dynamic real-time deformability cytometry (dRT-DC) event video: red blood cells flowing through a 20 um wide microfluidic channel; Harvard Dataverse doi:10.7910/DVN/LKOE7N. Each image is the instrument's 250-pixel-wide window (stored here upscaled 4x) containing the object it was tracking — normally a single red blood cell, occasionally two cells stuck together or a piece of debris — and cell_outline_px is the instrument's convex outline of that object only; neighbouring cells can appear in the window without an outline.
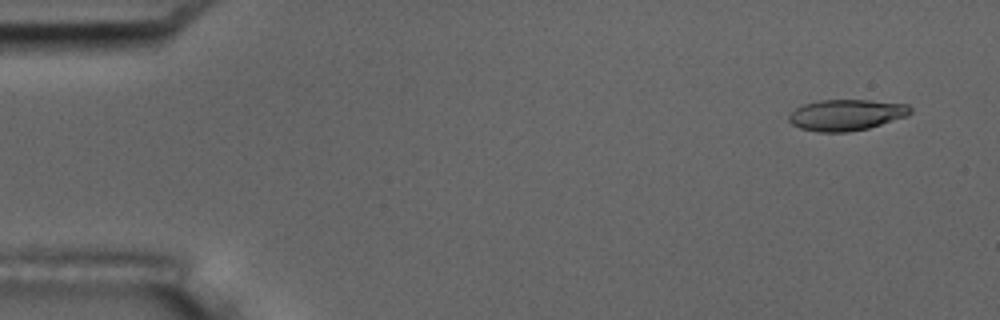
{"species": "common noctule bat (a hibernating species)", "species_latin": "Nyctalus noctula", "temperature_condition": "room temperature", "stored_images_in_passage": 9, "camera_frame_rate_fps": 3000, "um_per_image_px": 0.085, "animal": {"sex": "male", "body_mass_g": 17.5, "forearm_length_mm": 52.3}, "frame": {"image": 1, "passage_image": 2, "time_ms": 0.333, "image_size_px": [1000, 320], "cell_outline_px": [[912, 112], [908, 116], [868, 128], [848, 132], [816, 132], [800, 128], [792, 124], [788, 120], [788, 116], [796, 108], [804, 104], [820, 100], [868, 100], [908, 104], [912, 108]], "centroid_in_image_um": [71.95, 9.77], "position_along_channel_um": 13.1, "area_um2": 22.08}}
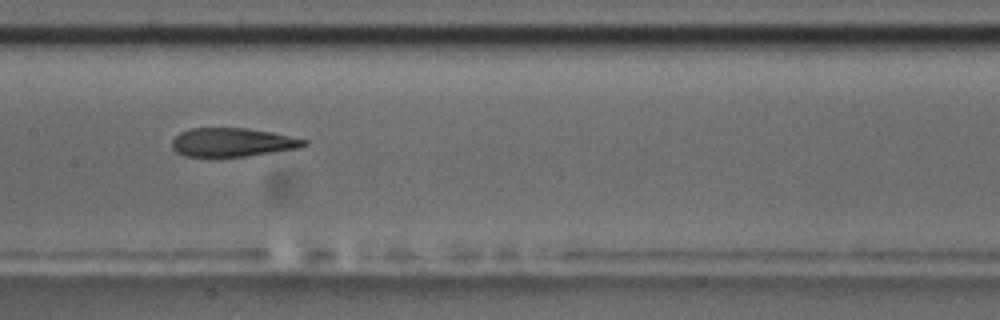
{"frame": {"image": 2, "passage_image": 9, "time_ms": 2.667, "image_size_px": [1000, 320], "cell_outline_px": [[308, 144], [300, 148], [248, 156], [184, 156], [176, 152], [172, 148], [172, 140], [180, 132], [192, 128], [248, 128], [272, 132], [308, 140]], "centroid_in_image_um": [19.78, 12.09], "position_along_channel_um": 187.6, "area_um2": 22.08}}